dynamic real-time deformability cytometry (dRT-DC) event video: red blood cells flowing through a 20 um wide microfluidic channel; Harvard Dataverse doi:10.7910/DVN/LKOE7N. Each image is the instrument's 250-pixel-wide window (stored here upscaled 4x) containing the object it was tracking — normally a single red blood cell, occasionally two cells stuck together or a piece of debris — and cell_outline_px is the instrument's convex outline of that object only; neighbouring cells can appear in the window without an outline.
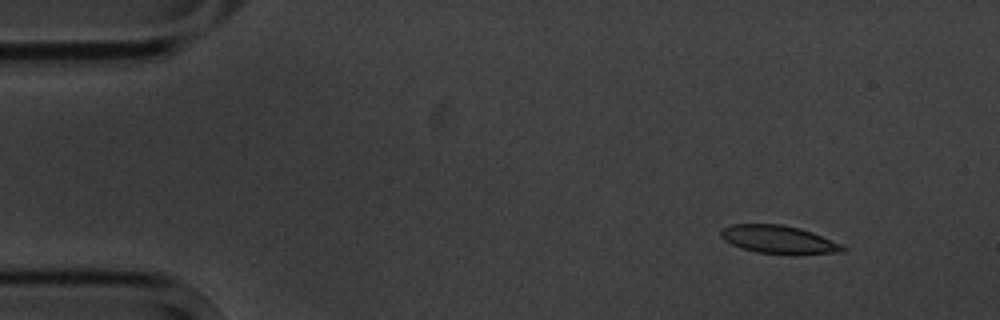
{"species": "common noctule bat (a hibernating species)", "species_latin": "Nyctalus noctula", "temperature_condition": "cold", "stored_images_in_passage": 3, "camera_frame_rate_fps": 3000, "um_per_image_px": 0.085, "animal": {"sex": "male", "body_mass_g": 20.1, "forearm_length_mm": 53.5}, "frame": {"image": 1, "passage_image": 1, "time_ms": 0.0, "image_size_px": [1000, 320], "cell_outline_px": [[848, 248], [844, 252], [756, 252], [740, 248], [724, 240], [720, 236], [720, 232], [724, 228], [732, 224], [784, 224], [800, 228], [812, 232], [844, 244]], "centroid_in_image_um": [66.17, 20.32], "position_along_channel_um": 18.8, "area_um2": 19.36}}